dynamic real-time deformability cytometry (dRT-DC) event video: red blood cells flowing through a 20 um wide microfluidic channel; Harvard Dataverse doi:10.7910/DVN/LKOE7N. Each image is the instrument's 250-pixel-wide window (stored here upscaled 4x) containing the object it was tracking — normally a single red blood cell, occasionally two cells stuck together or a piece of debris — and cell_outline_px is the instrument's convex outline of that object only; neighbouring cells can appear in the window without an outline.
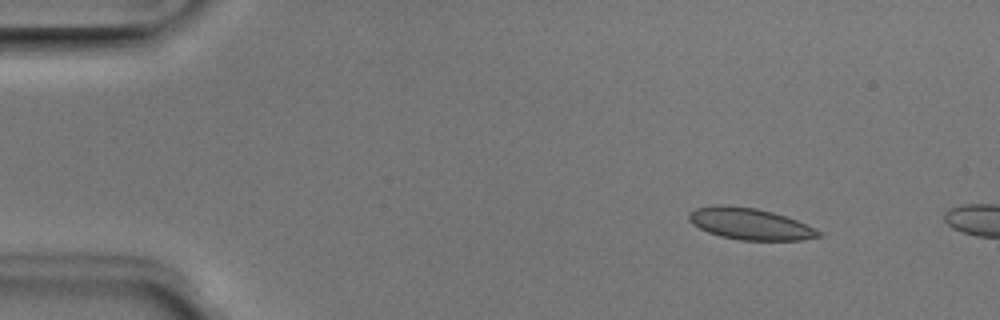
{"species": "Egyptian fruit bat (a non-hibernating species)", "species_latin": "Rousettus aegyptiacus", "temperature_condition": "room temperature", "stored_images_in_passage": 44, "camera_frame_rate_fps": 3000, "um_per_image_px": 0.085, "animal": {"sex": "male"}, "frame": {"image": 1, "passage_image": 2, "time_ms": 0.333, "image_size_px": [1000, 320], "cell_outline_px": [[820, 236], [800, 240], [740, 240], [720, 236], [708, 232], [692, 224], [688, 220], [688, 212], [696, 208], [712, 204], [720, 204], [756, 208], [772, 212], [796, 220], [816, 228], [820, 232]], "centroid_in_image_um": [63.69, 19.01], "position_along_channel_um": 21.3, "area_um2": 23.81}}
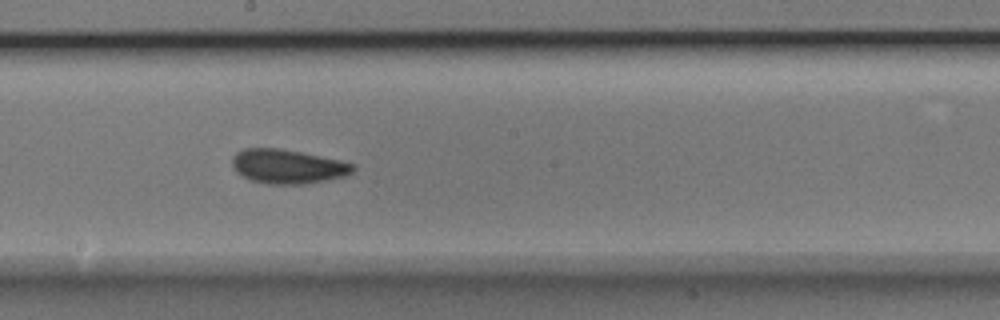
{"frame": {"image": 2, "passage_image": 24, "time_ms": 7.667, "image_size_px": [1000, 320], "cell_outline_px": [[356, 168], [352, 172], [344, 176], [304, 184], [268, 184], [252, 180], [236, 172], [232, 164], [232, 156], [236, 152], [244, 148], [280, 148], [340, 160], [356, 164]], "centroid_in_image_um": [24.45, 14.14], "position_along_channel_um": 223.8, "area_um2": 23.99}}
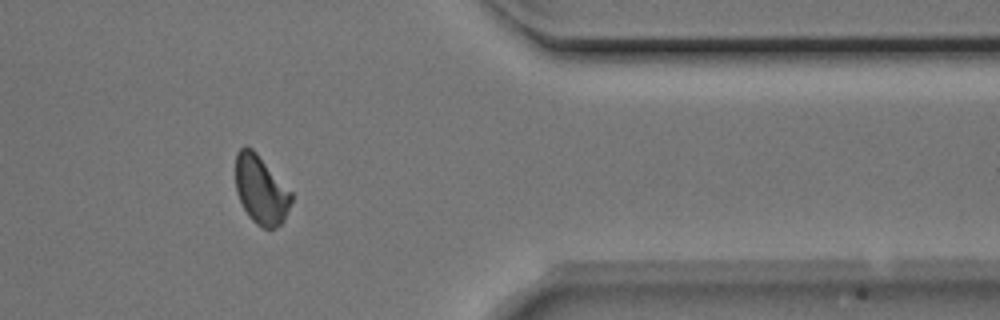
{"frame": {"image": 3, "passage_image": 38, "time_ms": 12.333, "image_size_px": [1000, 320], "cell_outline_px": [[292, 200], [284, 220], [276, 228], [264, 228], [256, 224], [248, 216], [236, 192], [236, 152], [244, 144], [252, 148], [256, 152], [292, 192]], "centroid_in_image_um": [22.17, 16.12], "position_along_channel_um": 389.2, "area_um2": 22.25}}